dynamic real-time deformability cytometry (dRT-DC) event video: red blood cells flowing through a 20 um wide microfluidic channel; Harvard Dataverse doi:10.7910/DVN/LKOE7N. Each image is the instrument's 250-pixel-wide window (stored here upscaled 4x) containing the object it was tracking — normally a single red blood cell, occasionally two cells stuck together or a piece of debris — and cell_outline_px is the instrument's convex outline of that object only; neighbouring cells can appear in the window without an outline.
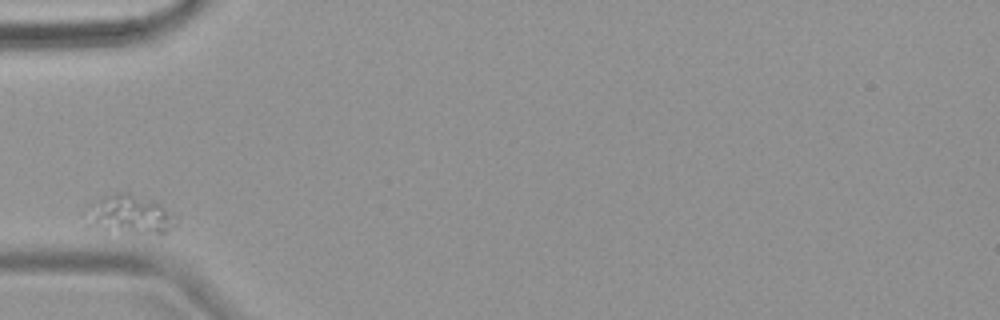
{"species": "common noctule bat (a hibernating species)", "species_latin": "Nyctalus noctula", "temperature_condition": "warm", "stored_images_in_passage": 6, "camera_frame_rate_fps": 3000, "um_per_image_px": 0.085, "animal": {"sex": "female", "body_mass_g": 18.4}, "frame": {"image": 1, "passage_image": 1, "time_ms": 0.0, "image_size_px": [1000, 320], "cell_outline_px": [[176, 224], [168, 232], [144, 232], [104, 228], [96, 224], [96, 220], [100, 200], [104, 196], [112, 192], [124, 192], [160, 204], [176, 212]], "centroid_in_image_um": [11.39, 18.19], "position_along_channel_um": 73.6, "area_um2": 17.74}}
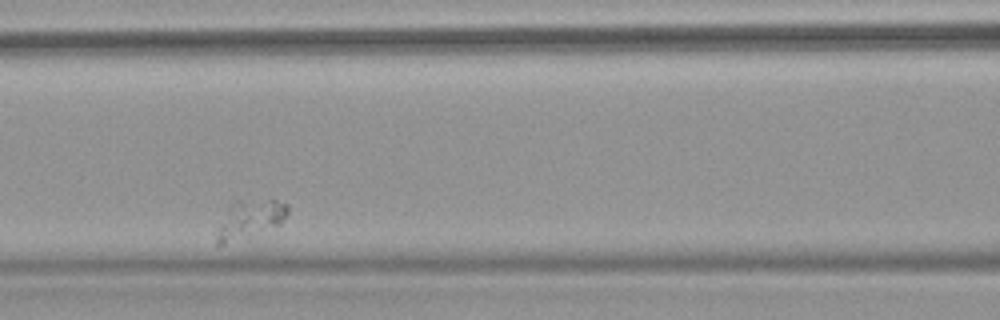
{"frame": {"image": 2, "passage_image": 3, "time_ms": 2.333, "image_size_px": [1000, 320], "cell_outline_px": [[288, 212], [280, 224], [224, 244], [216, 244], [216, 224], [232, 200], [276, 200], [284, 204], [288, 208]], "centroid_in_image_um": [21.13, 18.6], "position_along_channel_um": 145.5, "area_um2": 15.66}}
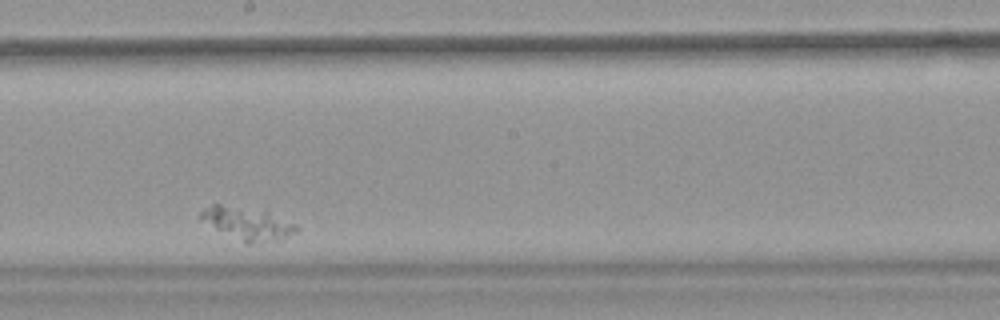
{"frame": {"image": 3, "passage_image": 5, "time_ms": 5.0, "image_size_px": [1000, 320], "cell_outline_px": [[300, 228], [296, 232], [276, 240], [252, 244], [244, 244], [200, 220], [200, 212], [204, 208], [212, 204], [220, 204], [268, 212]], "centroid_in_image_um": [20.97, 19.02], "position_along_channel_um": 227.2, "area_um2": 17.8}}